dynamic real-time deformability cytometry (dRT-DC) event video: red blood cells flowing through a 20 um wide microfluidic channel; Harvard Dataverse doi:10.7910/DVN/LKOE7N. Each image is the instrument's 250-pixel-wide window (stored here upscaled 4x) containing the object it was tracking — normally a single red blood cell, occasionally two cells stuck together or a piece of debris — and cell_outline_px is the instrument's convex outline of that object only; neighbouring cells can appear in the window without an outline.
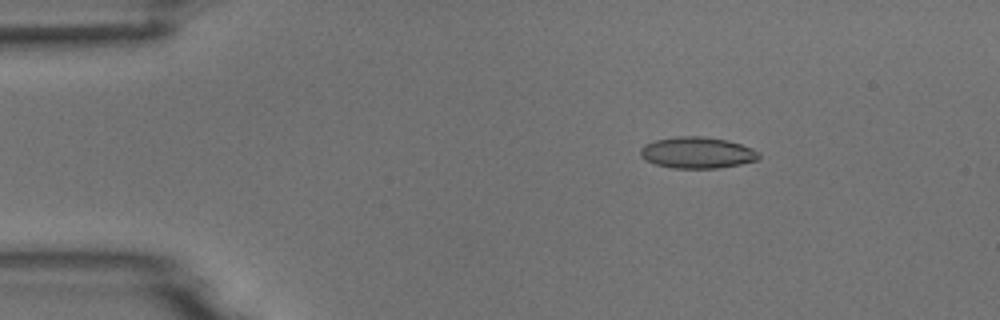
{"species": "common noctule bat (a hibernating species)", "species_latin": "Nyctalus noctula", "temperature_condition": "room temperature", "stored_images_in_passage": 5, "camera_frame_rate_fps": 3000, "um_per_image_px": 0.085, "animal": {"sex": "male", "body_mass_g": 18.8}, "frame": {"image": 1, "passage_image": 3, "time_ms": 2.333, "image_size_px": [1000, 320], "cell_outline_px": [[760, 160], [740, 164], [716, 168], [672, 168], [656, 164], [644, 160], [640, 156], [640, 148], [644, 144], [656, 140], [676, 136], [704, 136], [728, 140], [752, 148], [760, 152]], "centroid_in_image_um": [59.27, 12.97], "position_along_channel_um": 25.7, "area_um2": 21.85}}
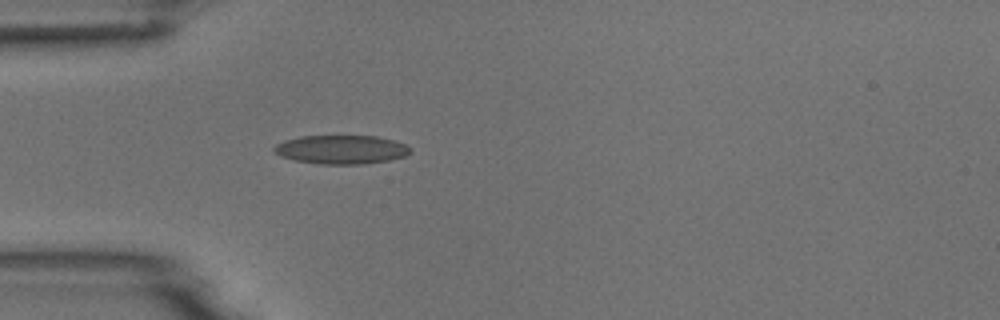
{"frame": {"image": 2, "passage_image": 5, "time_ms": 4.667, "image_size_px": [1000, 320], "cell_outline_px": [[412, 152], [404, 156], [388, 160], [364, 164], [320, 164], [296, 160], [280, 156], [272, 148], [276, 144], [284, 140], [300, 136], [376, 136], [392, 140], [404, 144], [412, 148]], "centroid_in_image_um": [29.01, 12.71], "position_along_channel_um": 56.0, "area_um2": 22.77}}